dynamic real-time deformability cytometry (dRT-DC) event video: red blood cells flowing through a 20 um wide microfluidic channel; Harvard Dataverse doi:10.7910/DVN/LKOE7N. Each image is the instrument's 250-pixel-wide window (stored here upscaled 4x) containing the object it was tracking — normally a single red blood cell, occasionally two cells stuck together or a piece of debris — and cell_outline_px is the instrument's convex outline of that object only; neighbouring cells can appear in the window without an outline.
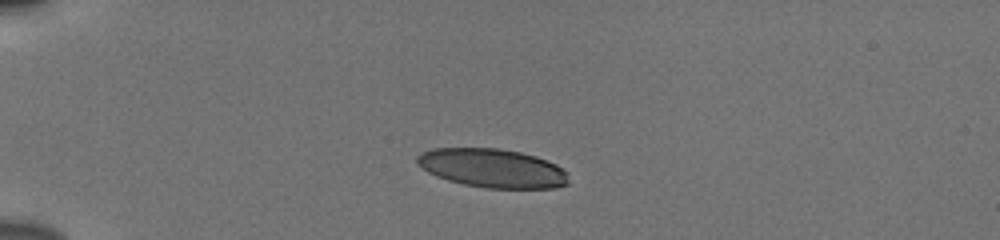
{"species": "human", "species_latin": "Homo sapiens", "temperature_condition": "cold", "stored_images_in_passage": 41, "camera_frame_rate_fps": 3000, "um_per_image_px": 0.085, "donor": {"sex": "male"}, "frame": {"image": 1, "passage_image": 1, "time_ms": 0.0, "image_size_px": [1000, 240], "cell_outline_px": [[568, 184], [552, 188], [488, 188], [464, 184], [448, 180], [436, 176], [428, 172], [416, 164], [416, 156], [432, 148], [500, 148], [520, 152], [536, 156], [556, 164], [568, 172]], "centroid_in_image_um": [41.85, 14.29], "position_along_channel_um": 43.1, "area_um2": 34.33}}
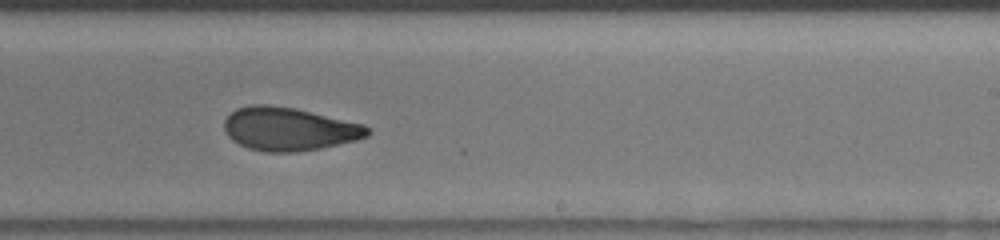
{"frame": {"image": 2, "passage_image": 22, "time_ms": 7.0, "image_size_px": [1000, 240], "cell_outline_px": [[372, 132], [368, 136], [356, 140], [320, 148], [296, 152], [264, 152], [248, 148], [232, 140], [228, 136], [224, 128], [224, 120], [236, 108], [252, 104], [268, 104], [296, 108], [364, 124], [372, 128]], "centroid_in_image_um": [24.58, 10.96], "position_along_channel_um": 264.4, "area_um2": 36.36}}
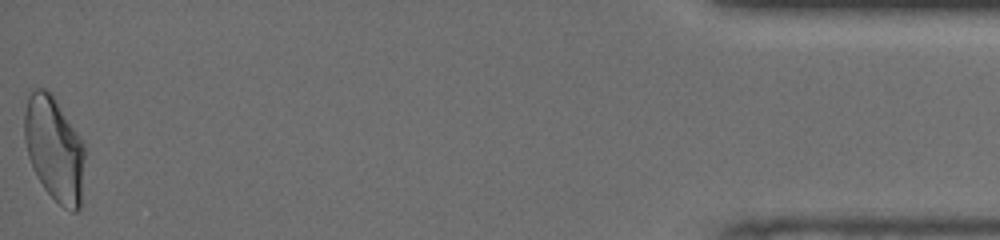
{"frame": {"image": 3, "passage_image": 41, "time_ms": 13.333, "image_size_px": [1000, 240], "cell_outline_px": [[84, 156], [80, 208], [76, 212], [72, 212], [64, 208], [44, 188], [32, 168], [28, 156], [24, 140], [24, 112], [28, 96], [32, 88], [44, 88], [52, 96], [84, 140]], "centroid_in_image_um": [4.6, 12.65], "position_along_channel_um": 430.6, "area_um2": 36.7}, "authors_computed_cell_mechanics": {"area_um2": 36.125, "velocity_mm_per_s": 3.8491, "shape_relaxation_time_tau1_ms": 8.262, "shape_relaxation_time_tau2_ms": 2.1005, "deformation_change_tau1": 0.2211, "deformation_change_tau2": 0.0865}}